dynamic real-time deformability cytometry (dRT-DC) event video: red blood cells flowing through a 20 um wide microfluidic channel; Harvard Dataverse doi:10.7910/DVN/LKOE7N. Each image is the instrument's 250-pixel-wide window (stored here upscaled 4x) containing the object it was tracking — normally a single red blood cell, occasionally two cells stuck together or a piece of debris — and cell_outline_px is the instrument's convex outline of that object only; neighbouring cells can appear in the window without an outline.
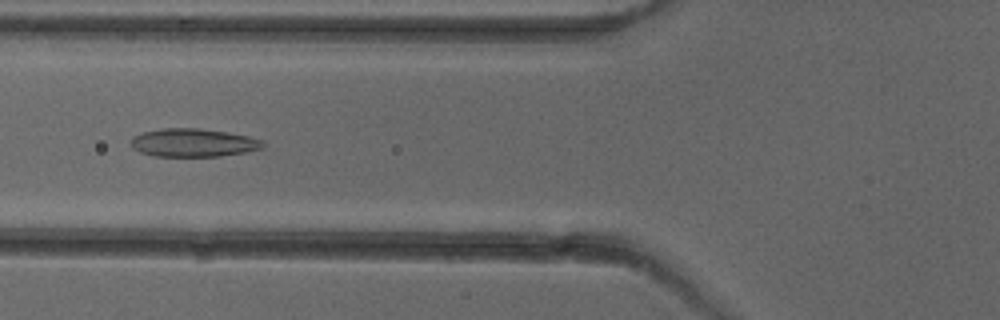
{"species": "common noctule bat (a hibernating species)", "species_latin": "Nyctalus noctula", "temperature_condition": "cold", "stored_images_in_passage": 7, "camera_frame_rate_fps": 3000, "um_per_image_px": 0.085, "animal": {"sex": "female"}, "frame": {"image": 1, "passage_image": 6, "time_ms": 6.0, "image_size_px": [1000, 320], "cell_outline_px": [[264, 148], [244, 152], [220, 156], [152, 156], [140, 152], [132, 148], [132, 136], [144, 132], [164, 128], [200, 128], [228, 132], [248, 136], [264, 140]], "centroid_in_image_um": [16.45, 12.13], "position_along_channel_um": 109.4, "area_um2": 21.73}}
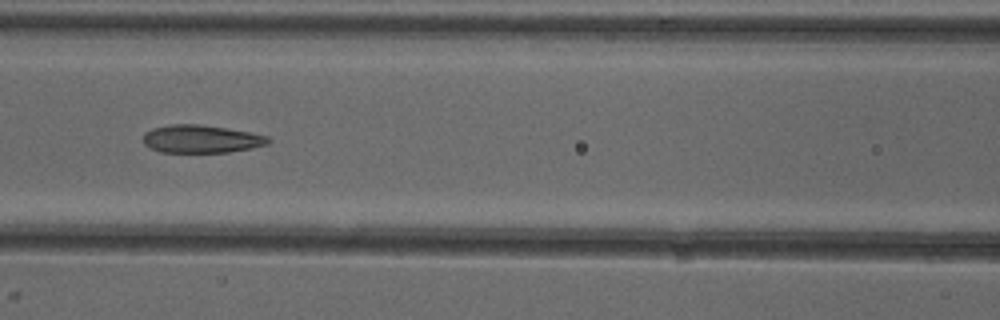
{"frame": {"image": 2, "passage_image": 7, "time_ms": 7.0, "image_size_px": [1000, 320], "cell_outline_px": [[272, 140], [268, 144], [252, 148], [228, 152], [160, 152], [144, 144], [144, 132], [152, 128], [172, 124], [200, 124], [248, 132], [268, 136]], "centroid_in_image_um": [17.11, 11.81], "position_along_channel_um": 149.5, "area_um2": 20.23}}